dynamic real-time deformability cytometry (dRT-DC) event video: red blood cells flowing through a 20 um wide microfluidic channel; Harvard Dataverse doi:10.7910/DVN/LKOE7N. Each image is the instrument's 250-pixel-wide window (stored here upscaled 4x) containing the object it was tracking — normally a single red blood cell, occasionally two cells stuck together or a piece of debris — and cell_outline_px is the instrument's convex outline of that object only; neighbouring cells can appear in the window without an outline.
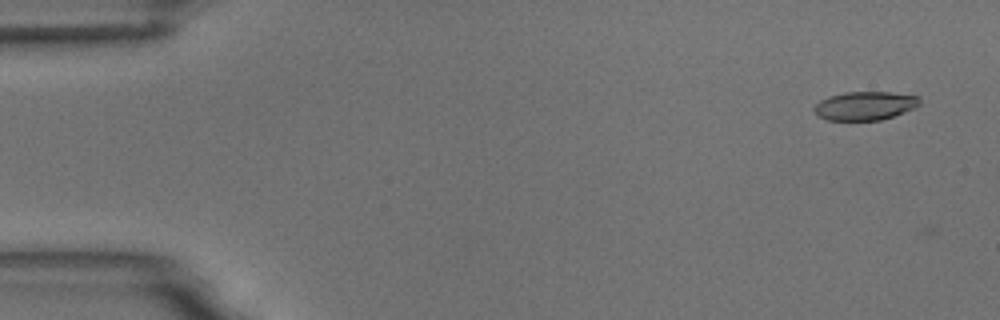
{"species": "common noctule bat (a hibernating species)", "species_latin": "Nyctalus noctula", "temperature_condition": "room temperature", "stored_images_in_passage": 7, "camera_frame_rate_fps": 3000, "um_per_image_px": 0.085, "animal": {"sex": "male", "body_mass_g": 18.8}, "frame": {"image": 1, "passage_image": 4, "time_ms": 1.0, "image_size_px": [1000, 320], "cell_outline_px": [[920, 104], [916, 108], [880, 120], [828, 120], [816, 116], [812, 108], [820, 100], [844, 92], [888, 92], [920, 96]], "centroid_in_image_um": [73.52, 8.99], "position_along_channel_um": 11.5, "area_um2": 17.63}}